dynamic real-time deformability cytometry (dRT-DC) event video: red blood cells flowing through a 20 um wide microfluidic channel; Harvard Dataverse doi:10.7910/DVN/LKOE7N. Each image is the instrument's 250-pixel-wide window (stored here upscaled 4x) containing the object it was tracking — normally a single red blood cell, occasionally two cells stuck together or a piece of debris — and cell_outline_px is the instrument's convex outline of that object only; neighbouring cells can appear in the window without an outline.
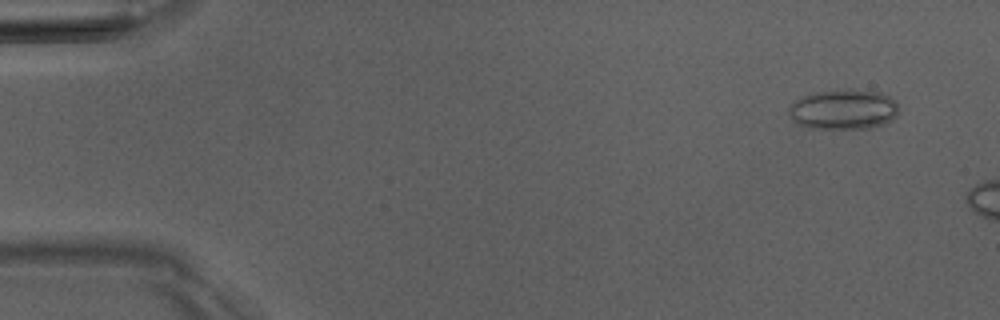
{"species": "Egyptian fruit bat (a non-hibernating species)", "species_latin": "Rousettus aegyptiacus", "temperature_condition": "room temperature", "stored_images_in_passage": 3, "camera_frame_rate_fps": 3000, "um_per_image_px": 0.085, "animal": {"sex": "male"}, "frame": {"image": 1, "passage_image": 1, "time_ms": 0.0, "image_size_px": [1000, 320], "cell_outline_px": [[896, 116], [892, 120], [884, 124], [868, 128], [808, 128], [796, 124], [792, 120], [788, 112], [788, 108], [800, 96], [812, 92], [852, 88], [880, 92], [896, 100]], "centroid_in_image_um": [71.66, 9.28], "position_along_channel_um": 13.3, "area_um2": 26.01}}